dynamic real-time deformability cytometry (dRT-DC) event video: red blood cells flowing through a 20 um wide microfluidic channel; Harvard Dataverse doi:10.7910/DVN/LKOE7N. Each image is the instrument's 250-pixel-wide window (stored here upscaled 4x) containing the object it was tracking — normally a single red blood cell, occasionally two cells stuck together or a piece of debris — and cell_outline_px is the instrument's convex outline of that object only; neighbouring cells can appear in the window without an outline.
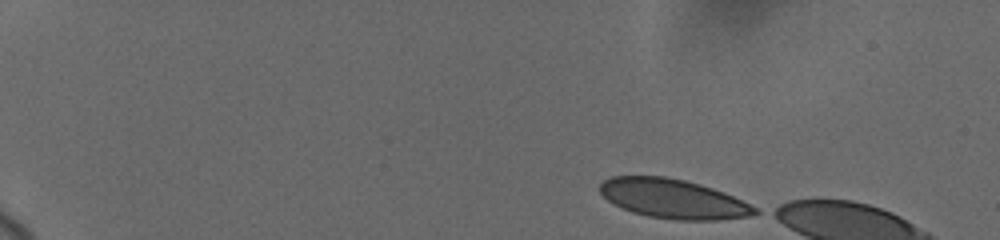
{"species": "human", "species_latin": "Homo sapiens", "temperature_condition": "cold", "stored_images_in_passage": 7, "camera_frame_rate_fps": 3000, "um_per_image_px": 0.085, "donor": {"sex": "female"}, "frame": {"image": 1, "passage_image": 1, "time_ms": 0.0, "image_size_px": [1000, 240], "cell_outline_px": [[760, 212], [748, 216], [716, 220], [676, 220], [648, 216], [632, 212], [608, 200], [600, 192], [600, 184], [604, 180], [612, 176], [664, 176], [684, 180], [700, 184], [724, 192], [756, 208]], "centroid_in_image_um": [57.2, 16.89], "position_along_channel_um": 27.8, "area_um2": 35.08}}